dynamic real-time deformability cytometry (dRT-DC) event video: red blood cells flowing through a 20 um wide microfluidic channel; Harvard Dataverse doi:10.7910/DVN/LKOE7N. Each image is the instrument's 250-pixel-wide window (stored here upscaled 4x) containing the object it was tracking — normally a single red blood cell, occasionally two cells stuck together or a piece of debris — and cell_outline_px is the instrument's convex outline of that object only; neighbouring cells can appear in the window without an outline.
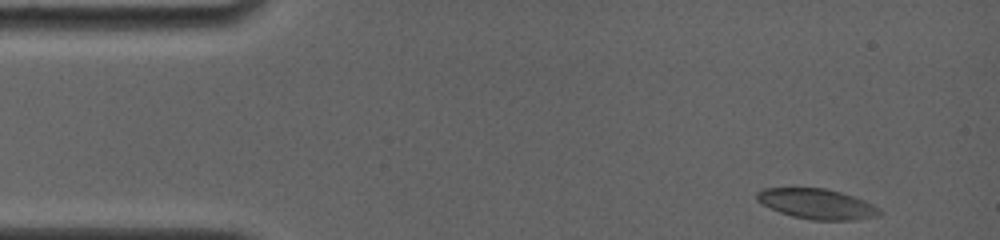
{"species": "common noctule bat (a hibernating species)", "species_latin": "Nyctalus noctula", "temperature_condition": "room temperature", "stored_images_in_passage": 56, "camera_frame_rate_fps": 4000, "um_per_image_px": 0.085, "animal": {"sex": "female", "body_mass_g": 19.0, "forearm_length_mm": 56.7}, "frame": {"image": 1, "passage_image": 1, "time_ms": 0.0, "image_size_px": [1000, 240], "cell_outline_px": [[880, 216], [848, 220], [812, 220], [792, 216], [780, 212], [756, 200], [756, 192], [764, 188], [824, 188], [840, 192], [864, 200], [880, 208]], "centroid_in_image_um": [69.44, 17.33], "position_along_channel_um": 15.6, "area_um2": 21.39}}
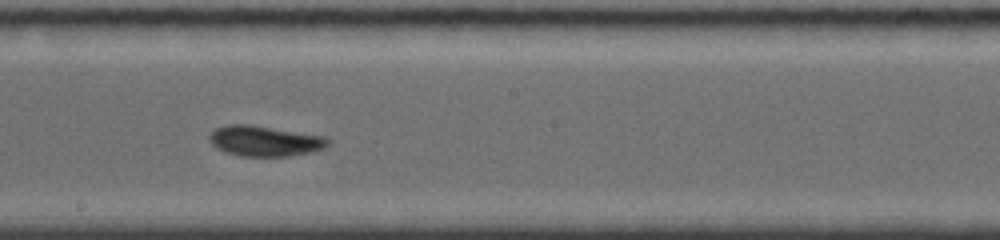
{"frame": {"image": 2, "passage_image": 32, "time_ms": 7.75, "image_size_px": [1000, 240], "cell_outline_px": [[332, 140], [324, 148], [312, 152], [288, 156], [240, 156], [216, 148], [208, 140], [208, 136], [216, 128], [228, 124], [252, 124], [324, 136]], "centroid_in_image_um": [22.51, 11.97], "position_along_channel_um": 225.7, "area_um2": 21.15}}
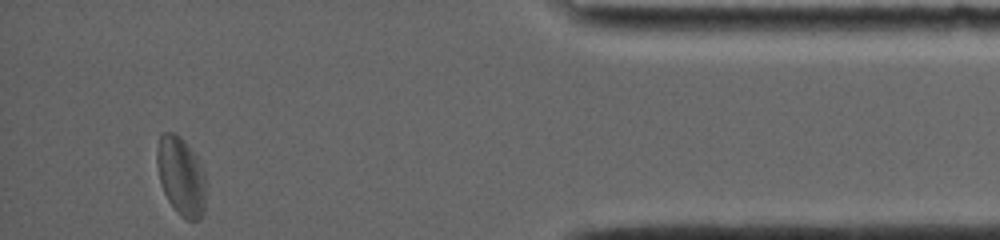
{"frame": {"image": 3, "passage_image": 56, "time_ms": 13.75, "image_size_px": [1000, 240], "cell_outline_px": [[208, 184], [204, 212], [200, 220], [188, 220], [180, 216], [176, 212], [168, 200], [160, 184], [156, 164], [156, 148], [160, 136], [164, 132], [172, 132], [180, 136], [196, 156]], "centroid_in_image_um": [15.4, 15.01], "position_along_channel_um": 419.8, "area_um2": 22.89}, "authors_computed_cell_mechanics": {"area_um2": 20.9236, "velocity_mm_per_s": 3.8475, "shape_relaxation_time_tau1_ms": 3.9912, "shape_relaxation_time_tau2_ms": 2.5906, "deformation_change_tau1": 0.0903, "deformation_change_tau2": 0.0695}}